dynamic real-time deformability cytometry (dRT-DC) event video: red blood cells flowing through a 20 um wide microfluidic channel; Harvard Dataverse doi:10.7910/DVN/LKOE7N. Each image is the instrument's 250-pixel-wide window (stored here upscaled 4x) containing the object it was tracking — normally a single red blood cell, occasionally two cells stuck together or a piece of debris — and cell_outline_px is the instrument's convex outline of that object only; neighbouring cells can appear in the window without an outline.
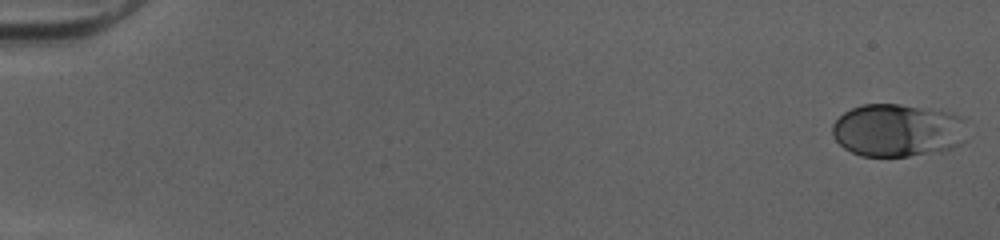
{"species": "human", "species_latin": "Homo sapiens", "temperature_condition": "cold", "stored_images_in_passage": 51, "camera_frame_rate_fps": 3000, "um_per_image_px": 0.085, "donor": {"sex": "female"}, "frame": {"image": 1, "passage_image": 1, "time_ms": 0.0, "image_size_px": [1000, 240], "cell_outline_px": [[968, 140], [952, 148], [940, 152], [908, 156], [860, 156], [844, 148], [832, 136], [832, 124], [844, 112], [852, 108], [864, 104], [900, 104], [952, 112], [968, 120]], "centroid_in_image_um": [76.39, 11.08], "position_along_channel_um": 8.6, "area_um2": 42.43}}
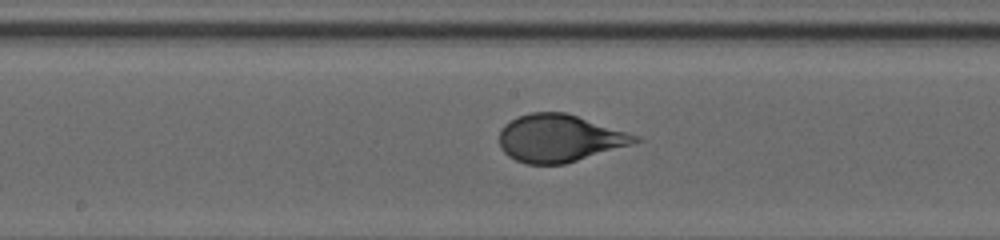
{"frame": {"image": 2, "passage_image": 28, "time_ms": 9.0, "image_size_px": [1000, 240], "cell_outline_px": [[644, 140], [632, 144], [564, 164], [528, 164], [516, 160], [508, 156], [500, 148], [500, 132], [504, 124], [520, 116], [532, 112], [564, 112], [628, 132], [640, 136]], "centroid_in_image_um": [47.56, 11.75], "position_along_channel_um": 200.6, "area_um2": 37.22}}
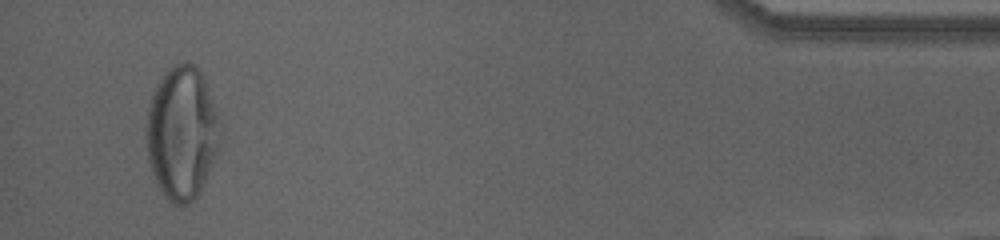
{"frame": {"image": 3, "passage_image": 49, "time_ms": 16.0, "image_size_px": [1000, 240], "cell_outline_px": [[220, 140], [216, 152], [200, 192], [192, 200], [184, 204], [172, 204], [164, 196], [152, 172], [148, 160], [148, 108], [156, 84], [168, 68], [184, 60], [188, 60], [204, 76], [220, 116]], "centroid_in_image_um": [15.49, 11.25], "position_along_channel_um": 419.7, "area_um2": 56.88}, "authors_computed_cell_mechanics": {"area_um2": 39.5352, "velocity_mm_per_s": 4.0469, "shape_relaxation_time_tau1_ms": 4.961, "shape_relaxation_time_tau2_ms": null, "deformation_change_tau1": 0.206, "deformation_change_tau2": null}}